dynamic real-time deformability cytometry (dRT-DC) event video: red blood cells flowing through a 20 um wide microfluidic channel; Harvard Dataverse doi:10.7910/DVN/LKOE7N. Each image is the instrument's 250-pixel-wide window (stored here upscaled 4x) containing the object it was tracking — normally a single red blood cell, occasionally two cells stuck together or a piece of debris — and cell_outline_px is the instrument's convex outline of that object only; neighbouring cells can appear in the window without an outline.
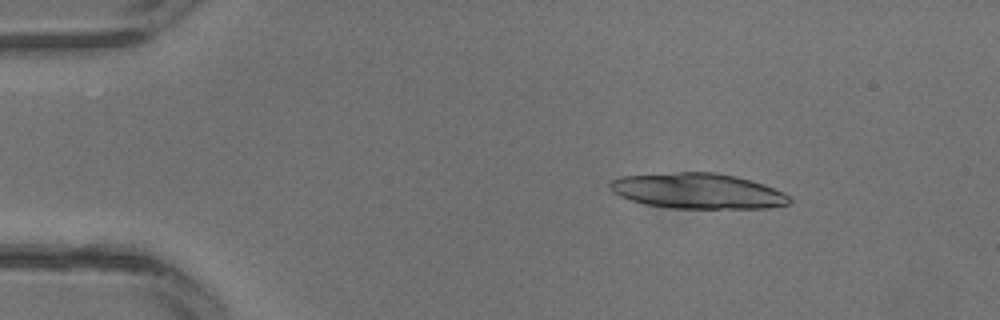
{"species": "common noctule bat (a hibernating species)", "species_latin": "Nyctalus noctula", "temperature_condition": "warm", "stored_images_in_passage": 31, "camera_frame_rate_fps": 3000, "um_per_image_px": 0.085, "animal": {"sex": "male", "body_mass_g": 13.3}, "frame": {"image": 1, "passage_image": 5, "time_ms": 1.333, "image_size_px": [1000, 320], "cell_outline_px": [[792, 200], [788, 204], [768, 208], [672, 208], [644, 204], [620, 196], [612, 192], [608, 184], [612, 180], [620, 176], [680, 172], [716, 172], [736, 176], [752, 180], [764, 184], [784, 192]], "centroid_in_image_um": [59.31, 16.23], "position_along_channel_um": 25.7, "area_um2": 37.17}}